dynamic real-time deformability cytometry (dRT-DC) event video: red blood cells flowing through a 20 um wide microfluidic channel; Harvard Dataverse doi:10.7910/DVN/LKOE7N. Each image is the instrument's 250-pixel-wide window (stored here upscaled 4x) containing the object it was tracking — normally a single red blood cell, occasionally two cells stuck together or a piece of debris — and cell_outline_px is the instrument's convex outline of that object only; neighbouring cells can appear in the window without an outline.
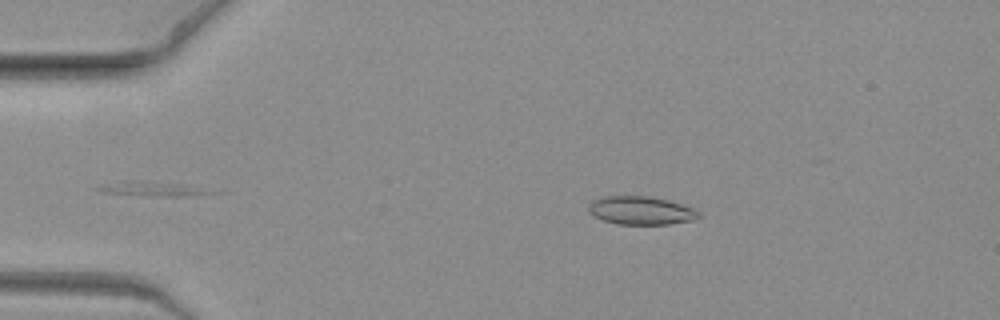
{"species": "common noctule bat (a hibernating species)", "species_latin": "Nyctalus noctula", "temperature_condition": "warm", "stored_images_in_passage": 7, "camera_frame_rate_fps": 3000, "um_per_image_px": 0.085, "animal": {"sex": "female", "body_mass_g": 19.3, "forearm_length_mm": 54.1}, "frame": {"image": 1, "passage_image": 3, "time_ms": 0.667, "image_size_px": [1000, 320], "cell_outline_px": [[704, 216], [692, 220], [668, 224], [616, 224], [604, 220], [588, 212], [588, 204], [592, 200], [604, 196], [648, 196], [668, 200], [696, 208]], "centroid_in_image_um": [54.52, 17.89], "position_along_channel_um": 30.5, "area_um2": 18.32}}
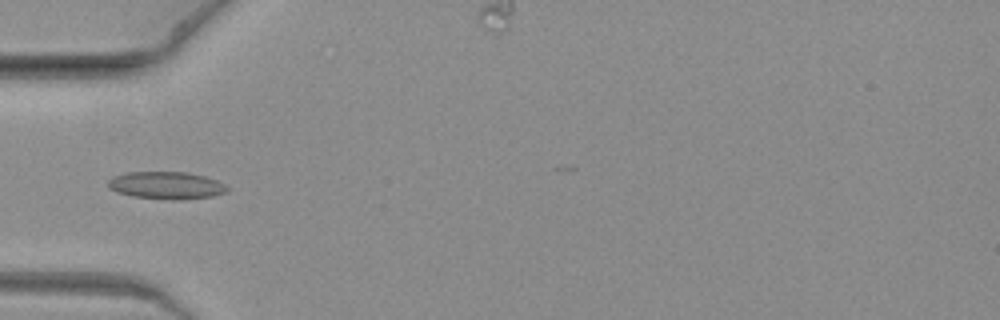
{"frame": {"image": 2, "passage_image": 6, "time_ms": 1.667, "image_size_px": [1000, 320], "cell_outline_px": [[232, 188], [224, 192], [212, 196], [180, 200], [132, 196], [116, 192], [108, 188], [108, 180], [112, 176], [124, 172], [188, 172], [204, 176], [216, 180]], "centroid_in_image_um": [14.11, 15.74], "position_along_channel_um": 70.9, "area_um2": 19.07}}